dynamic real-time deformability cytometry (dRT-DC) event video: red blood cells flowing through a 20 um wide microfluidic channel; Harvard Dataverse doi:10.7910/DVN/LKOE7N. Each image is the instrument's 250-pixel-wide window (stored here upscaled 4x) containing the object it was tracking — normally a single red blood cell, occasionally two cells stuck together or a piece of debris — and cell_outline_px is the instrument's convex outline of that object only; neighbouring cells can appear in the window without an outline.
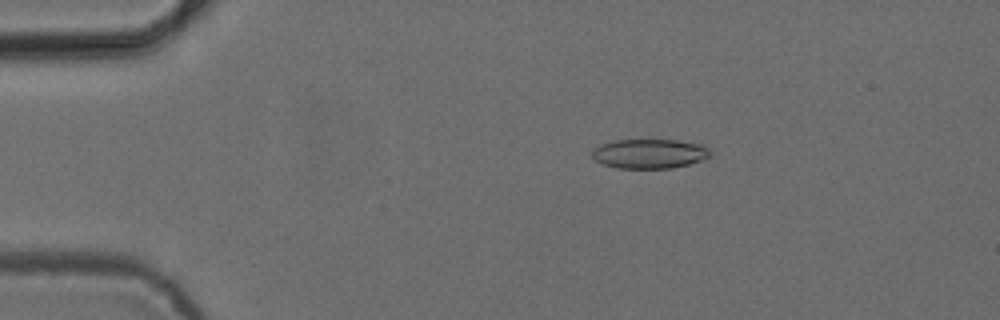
{"species": "common noctule bat (a hibernating species)", "species_latin": "Nyctalus noctula", "temperature_condition": "cold", "stored_images_in_passage": 43, "camera_frame_rate_fps": 3000, "um_per_image_px": 0.085, "animal": {"sex": "female", "body_mass_g": 24.6, "forearm_length_mm": 56.2}, "frame": {"image": 1, "passage_image": 5, "time_ms": 1.333, "image_size_px": [1000, 320], "cell_outline_px": [[712, 152], [708, 156], [700, 160], [688, 164], [672, 168], [616, 168], [604, 164], [596, 160], [592, 156], [592, 152], [600, 144], [612, 140], [676, 140], [700, 144], [708, 148]], "centroid_in_image_um": [55.19, 13.06], "position_along_channel_um": 29.8, "area_um2": 20.11}}
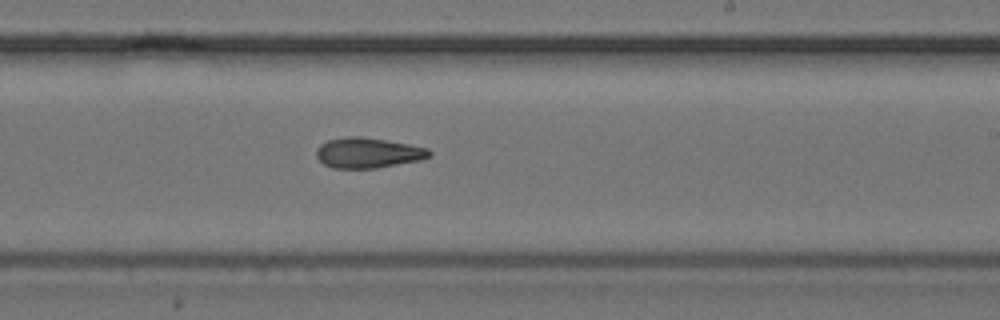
{"frame": {"image": 2, "passage_image": 27, "time_ms": 8.667, "image_size_px": [1000, 320], "cell_outline_px": [[432, 156], [420, 160], [376, 168], [332, 168], [324, 164], [316, 156], [316, 148], [320, 144], [328, 140], [348, 136], [360, 136], [408, 144], [428, 148], [432, 152]], "centroid_in_image_um": [31.27, 12.99], "position_along_channel_um": 257.7, "area_um2": 19.94}}
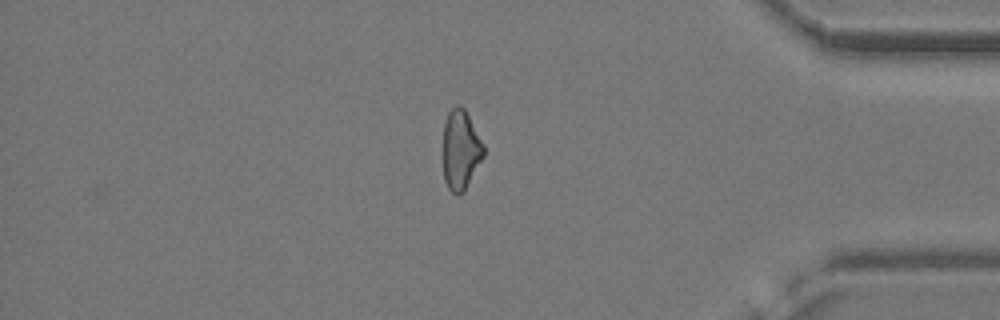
{"frame": {"image": 3, "passage_image": 40, "time_ms": 13.0, "image_size_px": [1000, 320], "cell_outline_px": [[484, 156], [464, 192], [456, 196], [448, 188], [444, 180], [444, 124], [448, 112], [456, 104], [460, 104], [464, 108], [484, 144]], "centroid_in_image_um": [39.17, 12.75], "position_along_channel_um": 396.0, "area_um2": 18.84}, "authors_computed_cell_mechanics": {"area_um2": 19.941, "velocity_mm_per_s": 3.8852, "shape_relaxation_time_tau1_ms": null, "shape_relaxation_time_tau2_ms": 8.0297, "deformation_change_tau1": null, "deformation_change_tau2": 0.197}}